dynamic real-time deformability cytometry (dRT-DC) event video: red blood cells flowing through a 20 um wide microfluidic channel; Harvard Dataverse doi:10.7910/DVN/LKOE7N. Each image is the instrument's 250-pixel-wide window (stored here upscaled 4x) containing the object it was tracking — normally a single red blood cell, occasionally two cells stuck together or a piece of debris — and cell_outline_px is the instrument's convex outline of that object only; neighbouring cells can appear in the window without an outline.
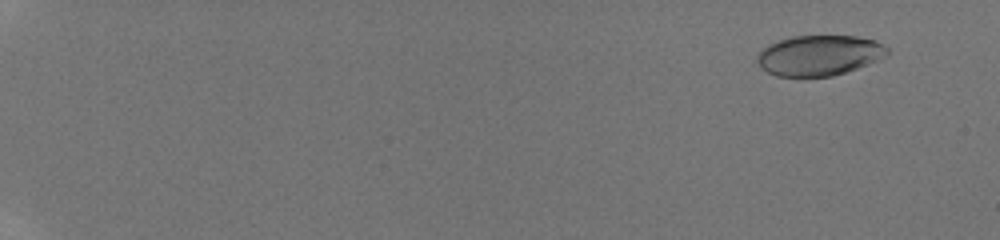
{"species": "human", "species_latin": "Homo sapiens", "temperature_condition": "room temperature", "stored_images_in_passage": 60, "camera_frame_rate_fps": 3000, "um_per_image_px": 0.085, "donor": {"sex": "male"}, "frame": {"image": 1, "passage_image": 2, "time_ms": 0.333, "image_size_px": [1000, 240], "cell_outline_px": [[888, 56], [856, 68], [832, 76], [776, 76], [760, 68], [756, 60], [756, 56], [760, 48], [768, 44], [792, 36], [856, 36], [872, 40], [884, 44], [888, 48]], "centroid_in_image_um": [69.59, 4.7], "position_along_channel_um": 15.4, "area_um2": 30.63}}
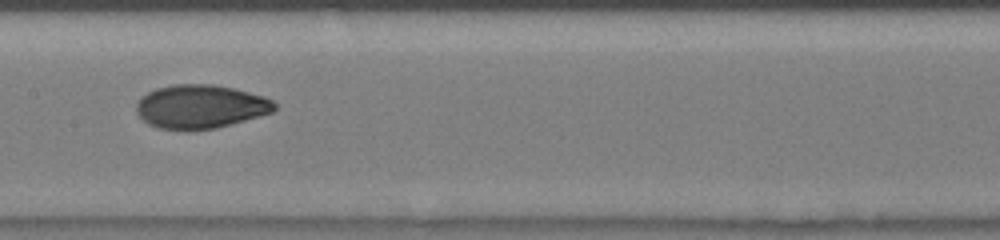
{"frame": {"image": 2, "passage_image": 31, "time_ms": 9.667, "image_size_px": [1000, 240], "cell_outline_px": [[276, 108], [272, 112], [260, 116], [216, 128], [188, 132], [156, 128], [148, 124], [136, 112], [136, 104], [140, 96], [156, 88], [172, 84], [212, 84], [232, 88], [264, 96], [272, 100], [276, 104]], "centroid_in_image_um": [17.0, 9.08], "position_along_channel_um": 190.4, "area_um2": 35.66}}
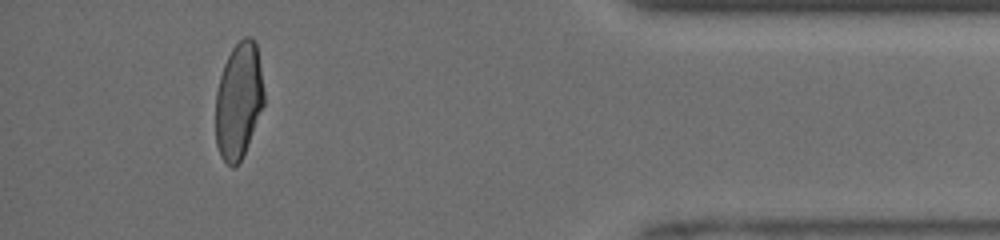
{"frame": {"image": 3, "passage_image": 56, "time_ms": 16.0, "image_size_px": [1000, 240], "cell_outline_px": [[264, 104], [244, 152], [240, 160], [232, 168], [220, 156], [216, 144], [216, 92], [220, 76], [224, 64], [232, 48], [244, 36], [252, 36], [256, 40], [264, 92]], "centroid_in_image_um": [20.28, 8.51], "position_along_channel_um": 414.9, "area_um2": 32.54}}